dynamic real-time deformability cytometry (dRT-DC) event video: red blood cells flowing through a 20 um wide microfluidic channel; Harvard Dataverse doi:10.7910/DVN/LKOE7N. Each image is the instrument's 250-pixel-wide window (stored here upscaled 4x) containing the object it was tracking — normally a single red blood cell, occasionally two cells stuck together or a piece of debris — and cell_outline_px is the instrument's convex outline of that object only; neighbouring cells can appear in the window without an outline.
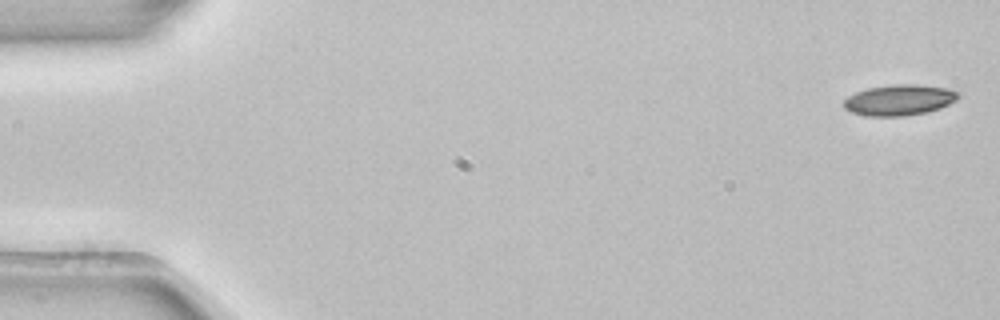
{"species": "common noctule bat (a hibernating species)", "species_latin": "Nyctalus noctula", "temperature_condition": "room temperature", "stored_images_in_passage": 4, "camera_frame_rate_fps": 3000, "um_per_image_px": 0.085, "animal": {"sex": "female", "body_mass_g": 22.7, "forearm_length_mm": 54.2}, "frame": {"image": 1, "passage_image": 1, "time_ms": 0.0, "image_size_px": [1000, 320], "cell_outline_px": [[960, 96], [956, 100], [940, 108], [928, 112], [904, 116], [868, 116], [852, 112], [844, 108], [844, 100], [848, 96], [856, 92], [868, 88], [892, 84], [916, 84], [948, 88], [960, 92]], "centroid_in_image_um": [76.46, 8.49], "position_along_channel_um": 8.5, "area_um2": 20.63}}
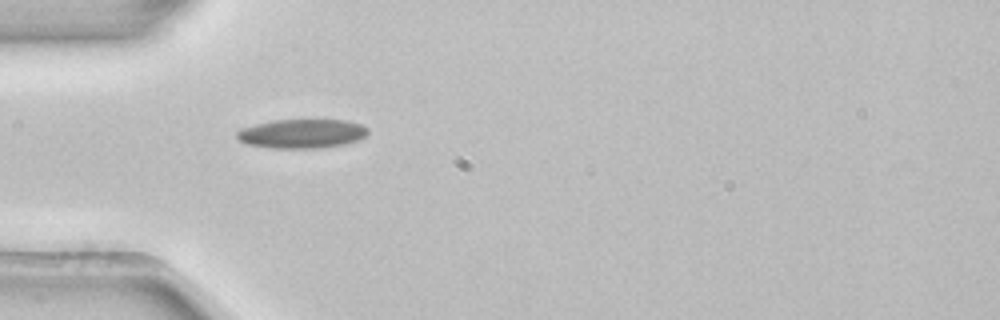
{"frame": {"image": 2, "passage_image": 4, "time_ms": 1.0, "image_size_px": [1000, 320], "cell_outline_px": [[368, 132], [364, 136], [356, 140], [344, 144], [320, 148], [272, 148], [244, 144], [236, 136], [236, 132], [244, 128], [256, 124], [272, 120], [348, 120], [360, 124], [368, 128]], "centroid_in_image_um": [25.65, 11.36], "position_along_channel_um": 59.4, "area_um2": 22.14}}